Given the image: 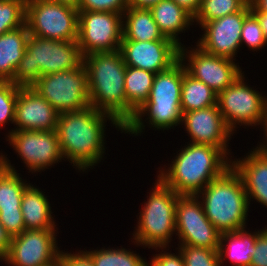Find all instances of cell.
Returning a JSON list of instances; mask_svg holds the SVG:
<instances>
[{
    "instance_id": "6da1fadb",
    "label": "cell",
    "mask_w": 267,
    "mask_h": 266,
    "mask_svg": "<svg viewBox=\"0 0 267 266\" xmlns=\"http://www.w3.org/2000/svg\"><path fill=\"white\" fill-rule=\"evenodd\" d=\"M107 120L123 132V126L113 116L92 106L59 113L56 131L63 158L79 171L93 169L106 154L104 135Z\"/></svg>"
},
{
    "instance_id": "7a4b0ae2",
    "label": "cell",
    "mask_w": 267,
    "mask_h": 266,
    "mask_svg": "<svg viewBox=\"0 0 267 266\" xmlns=\"http://www.w3.org/2000/svg\"><path fill=\"white\" fill-rule=\"evenodd\" d=\"M157 176L180 195H197L231 167V159L217 147L188 142Z\"/></svg>"
},
{
    "instance_id": "3957f363",
    "label": "cell",
    "mask_w": 267,
    "mask_h": 266,
    "mask_svg": "<svg viewBox=\"0 0 267 266\" xmlns=\"http://www.w3.org/2000/svg\"><path fill=\"white\" fill-rule=\"evenodd\" d=\"M183 75L184 65L180 60L167 70L158 72L154 77L148 100L136 110L134 116L123 127V132L141 136L146 121L159 131L180 125L183 116L181 112ZM144 116L147 117L145 121H143Z\"/></svg>"
},
{
    "instance_id": "277c9868",
    "label": "cell",
    "mask_w": 267,
    "mask_h": 266,
    "mask_svg": "<svg viewBox=\"0 0 267 266\" xmlns=\"http://www.w3.org/2000/svg\"><path fill=\"white\" fill-rule=\"evenodd\" d=\"M83 65L88 75L90 106L109 113L124 127L127 124L126 64L121 51L86 55Z\"/></svg>"
},
{
    "instance_id": "5b68a950",
    "label": "cell",
    "mask_w": 267,
    "mask_h": 266,
    "mask_svg": "<svg viewBox=\"0 0 267 266\" xmlns=\"http://www.w3.org/2000/svg\"><path fill=\"white\" fill-rule=\"evenodd\" d=\"M205 215L222 234L246 228L249 202L241 177L231 166L197 194Z\"/></svg>"
},
{
    "instance_id": "8992f818",
    "label": "cell",
    "mask_w": 267,
    "mask_h": 266,
    "mask_svg": "<svg viewBox=\"0 0 267 266\" xmlns=\"http://www.w3.org/2000/svg\"><path fill=\"white\" fill-rule=\"evenodd\" d=\"M83 63L77 40L59 41L30 35L12 84L31 87L41 76L78 68Z\"/></svg>"
},
{
    "instance_id": "52a82bcc",
    "label": "cell",
    "mask_w": 267,
    "mask_h": 266,
    "mask_svg": "<svg viewBox=\"0 0 267 266\" xmlns=\"http://www.w3.org/2000/svg\"><path fill=\"white\" fill-rule=\"evenodd\" d=\"M139 212L138 225L132 240L148 248L169 247L176 234V205L180 194L166 186L158 177Z\"/></svg>"
},
{
    "instance_id": "ba28073f",
    "label": "cell",
    "mask_w": 267,
    "mask_h": 266,
    "mask_svg": "<svg viewBox=\"0 0 267 266\" xmlns=\"http://www.w3.org/2000/svg\"><path fill=\"white\" fill-rule=\"evenodd\" d=\"M31 87L59 113L90 106L88 75L83 63L76 69L43 75Z\"/></svg>"
},
{
    "instance_id": "9c48e42d",
    "label": "cell",
    "mask_w": 267,
    "mask_h": 266,
    "mask_svg": "<svg viewBox=\"0 0 267 266\" xmlns=\"http://www.w3.org/2000/svg\"><path fill=\"white\" fill-rule=\"evenodd\" d=\"M244 72L217 95V105L227 127L234 133L237 125L263 126L267 114V96H262L245 81Z\"/></svg>"
},
{
    "instance_id": "30bf717a",
    "label": "cell",
    "mask_w": 267,
    "mask_h": 266,
    "mask_svg": "<svg viewBox=\"0 0 267 266\" xmlns=\"http://www.w3.org/2000/svg\"><path fill=\"white\" fill-rule=\"evenodd\" d=\"M78 12L53 0H26L25 23L30 35L74 41L78 38Z\"/></svg>"
},
{
    "instance_id": "8fae6325",
    "label": "cell",
    "mask_w": 267,
    "mask_h": 266,
    "mask_svg": "<svg viewBox=\"0 0 267 266\" xmlns=\"http://www.w3.org/2000/svg\"><path fill=\"white\" fill-rule=\"evenodd\" d=\"M122 25L121 13L79 10L77 43L82 56L120 50Z\"/></svg>"
},
{
    "instance_id": "7c38bea8",
    "label": "cell",
    "mask_w": 267,
    "mask_h": 266,
    "mask_svg": "<svg viewBox=\"0 0 267 266\" xmlns=\"http://www.w3.org/2000/svg\"><path fill=\"white\" fill-rule=\"evenodd\" d=\"M176 235L179 244L219 249L221 233L208 220L197 195H180L176 205Z\"/></svg>"
},
{
    "instance_id": "4fadbf2b",
    "label": "cell",
    "mask_w": 267,
    "mask_h": 266,
    "mask_svg": "<svg viewBox=\"0 0 267 266\" xmlns=\"http://www.w3.org/2000/svg\"><path fill=\"white\" fill-rule=\"evenodd\" d=\"M188 48L191 50L182 45L179 49V60L182 61L186 72L204 82L217 95L243 73L240 66L231 59L209 54L197 45Z\"/></svg>"
},
{
    "instance_id": "5bb4252c",
    "label": "cell",
    "mask_w": 267,
    "mask_h": 266,
    "mask_svg": "<svg viewBox=\"0 0 267 266\" xmlns=\"http://www.w3.org/2000/svg\"><path fill=\"white\" fill-rule=\"evenodd\" d=\"M6 137L29 172H41L63 158L57 131L13 130Z\"/></svg>"
},
{
    "instance_id": "9a60e30c",
    "label": "cell",
    "mask_w": 267,
    "mask_h": 266,
    "mask_svg": "<svg viewBox=\"0 0 267 266\" xmlns=\"http://www.w3.org/2000/svg\"><path fill=\"white\" fill-rule=\"evenodd\" d=\"M56 229L24 230L12 237L9 252L1 259L8 266H44L58 258Z\"/></svg>"
},
{
    "instance_id": "2e32d148",
    "label": "cell",
    "mask_w": 267,
    "mask_h": 266,
    "mask_svg": "<svg viewBox=\"0 0 267 266\" xmlns=\"http://www.w3.org/2000/svg\"><path fill=\"white\" fill-rule=\"evenodd\" d=\"M250 12L248 3L234 14L199 24L204 34L196 45L209 54L236 60L234 57L241 47L243 22Z\"/></svg>"
},
{
    "instance_id": "e0dca14e",
    "label": "cell",
    "mask_w": 267,
    "mask_h": 266,
    "mask_svg": "<svg viewBox=\"0 0 267 266\" xmlns=\"http://www.w3.org/2000/svg\"><path fill=\"white\" fill-rule=\"evenodd\" d=\"M179 49L173 40H122L120 46L126 66L155 74L167 70L179 60Z\"/></svg>"
},
{
    "instance_id": "ac0fdd59",
    "label": "cell",
    "mask_w": 267,
    "mask_h": 266,
    "mask_svg": "<svg viewBox=\"0 0 267 266\" xmlns=\"http://www.w3.org/2000/svg\"><path fill=\"white\" fill-rule=\"evenodd\" d=\"M181 125L190 136V142L217 147L228 157L231 155L228 141L234 133L225 124L217 104L183 113Z\"/></svg>"
},
{
    "instance_id": "d6986e66",
    "label": "cell",
    "mask_w": 267,
    "mask_h": 266,
    "mask_svg": "<svg viewBox=\"0 0 267 266\" xmlns=\"http://www.w3.org/2000/svg\"><path fill=\"white\" fill-rule=\"evenodd\" d=\"M59 112L34 88L19 87L15 104L13 130L54 131Z\"/></svg>"
},
{
    "instance_id": "ffe728a7",
    "label": "cell",
    "mask_w": 267,
    "mask_h": 266,
    "mask_svg": "<svg viewBox=\"0 0 267 266\" xmlns=\"http://www.w3.org/2000/svg\"><path fill=\"white\" fill-rule=\"evenodd\" d=\"M247 154L231 159V166L242 179L249 205L253 199L267 208V154L257 147Z\"/></svg>"
},
{
    "instance_id": "44dd1931",
    "label": "cell",
    "mask_w": 267,
    "mask_h": 266,
    "mask_svg": "<svg viewBox=\"0 0 267 266\" xmlns=\"http://www.w3.org/2000/svg\"><path fill=\"white\" fill-rule=\"evenodd\" d=\"M149 9L163 36L182 46L178 35L194 25L193 16L173 0H160Z\"/></svg>"
},
{
    "instance_id": "7402d4cb",
    "label": "cell",
    "mask_w": 267,
    "mask_h": 266,
    "mask_svg": "<svg viewBox=\"0 0 267 266\" xmlns=\"http://www.w3.org/2000/svg\"><path fill=\"white\" fill-rule=\"evenodd\" d=\"M48 200L42 190L32 183L26 186L21 202L25 230L58 229Z\"/></svg>"
},
{
    "instance_id": "603a6c76",
    "label": "cell",
    "mask_w": 267,
    "mask_h": 266,
    "mask_svg": "<svg viewBox=\"0 0 267 266\" xmlns=\"http://www.w3.org/2000/svg\"><path fill=\"white\" fill-rule=\"evenodd\" d=\"M245 229L221 234L218 253L222 266L226 259H230L232 266H250L256 237L263 229H258V232Z\"/></svg>"
},
{
    "instance_id": "cb8c5ba5",
    "label": "cell",
    "mask_w": 267,
    "mask_h": 266,
    "mask_svg": "<svg viewBox=\"0 0 267 266\" xmlns=\"http://www.w3.org/2000/svg\"><path fill=\"white\" fill-rule=\"evenodd\" d=\"M29 36L26 23L0 35V80L12 79L26 50Z\"/></svg>"
},
{
    "instance_id": "d4e9b609",
    "label": "cell",
    "mask_w": 267,
    "mask_h": 266,
    "mask_svg": "<svg viewBox=\"0 0 267 266\" xmlns=\"http://www.w3.org/2000/svg\"><path fill=\"white\" fill-rule=\"evenodd\" d=\"M122 40H171L164 37L149 8L128 7L123 13Z\"/></svg>"
},
{
    "instance_id": "484cf974",
    "label": "cell",
    "mask_w": 267,
    "mask_h": 266,
    "mask_svg": "<svg viewBox=\"0 0 267 266\" xmlns=\"http://www.w3.org/2000/svg\"><path fill=\"white\" fill-rule=\"evenodd\" d=\"M10 160L0 153V211H21L22 195L28 183Z\"/></svg>"
},
{
    "instance_id": "4316f807",
    "label": "cell",
    "mask_w": 267,
    "mask_h": 266,
    "mask_svg": "<svg viewBox=\"0 0 267 266\" xmlns=\"http://www.w3.org/2000/svg\"><path fill=\"white\" fill-rule=\"evenodd\" d=\"M155 75L148 70L126 66L127 122L134 116L136 110L148 100Z\"/></svg>"
},
{
    "instance_id": "83f0119b",
    "label": "cell",
    "mask_w": 267,
    "mask_h": 266,
    "mask_svg": "<svg viewBox=\"0 0 267 266\" xmlns=\"http://www.w3.org/2000/svg\"><path fill=\"white\" fill-rule=\"evenodd\" d=\"M217 104V94L204 82L190 76L184 67L181 87V112L199 110Z\"/></svg>"
},
{
    "instance_id": "f1b7e54d",
    "label": "cell",
    "mask_w": 267,
    "mask_h": 266,
    "mask_svg": "<svg viewBox=\"0 0 267 266\" xmlns=\"http://www.w3.org/2000/svg\"><path fill=\"white\" fill-rule=\"evenodd\" d=\"M94 266H149V263L138 253L121 247L103 248L87 251Z\"/></svg>"
},
{
    "instance_id": "f546056e",
    "label": "cell",
    "mask_w": 267,
    "mask_h": 266,
    "mask_svg": "<svg viewBox=\"0 0 267 266\" xmlns=\"http://www.w3.org/2000/svg\"><path fill=\"white\" fill-rule=\"evenodd\" d=\"M248 3L249 0H201L199 10L193 17V22L205 24L234 14L242 10Z\"/></svg>"
},
{
    "instance_id": "4dcf8cb0",
    "label": "cell",
    "mask_w": 267,
    "mask_h": 266,
    "mask_svg": "<svg viewBox=\"0 0 267 266\" xmlns=\"http://www.w3.org/2000/svg\"><path fill=\"white\" fill-rule=\"evenodd\" d=\"M26 0H0V35L25 24Z\"/></svg>"
},
{
    "instance_id": "1f68e13d",
    "label": "cell",
    "mask_w": 267,
    "mask_h": 266,
    "mask_svg": "<svg viewBox=\"0 0 267 266\" xmlns=\"http://www.w3.org/2000/svg\"><path fill=\"white\" fill-rule=\"evenodd\" d=\"M185 266H221L218 249L179 245Z\"/></svg>"
},
{
    "instance_id": "d6a6232c",
    "label": "cell",
    "mask_w": 267,
    "mask_h": 266,
    "mask_svg": "<svg viewBox=\"0 0 267 266\" xmlns=\"http://www.w3.org/2000/svg\"><path fill=\"white\" fill-rule=\"evenodd\" d=\"M18 85L0 80V127L11 122L14 124L15 104L19 90Z\"/></svg>"
},
{
    "instance_id": "836d02e7",
    "label": "cell",
    "mask_w": 267,
    "mask_h": 266,
    "mask_svg": "<svg viewBox=\"0 0 267 266\" xmlns=\"http://www.w3.org/2000/svg\"><path fill=\"white\" fill-rule=\"evenodd\" d=\"M246 44L253 52L267 45L262 28L257 17L250 12L244 22L241 33V45Z\"/></svg>"
},
{
    "instance_id": "e575fe53",
    "label": "cell",
    "mask_w": 267,
    "mask_h": 266,
    "mask_svg": "<svg viewBox=\"0 0 267 266\" xmlns=\"http://www.w3.org/2000/svg\"><path fill=\"white\" fill-rule=\"evenodd\" d=\"M128 8L126 0H80L78 10L109 11L123 14Z\"/></svg>"
},
{
    "instance_id": "d590c367",
    "label": "cell",
    "mask_w": 267,
    "mask_h": 266,
    "mask_svg": "<svg viewBox=\"0 0 267 266\" xmlns=\"http://www.w3.org/2000/svg\"><path fill=\"white\" fill-rule=\"evenodd\" d=\"M0 223L12 237L21 234L25 230L21 211H0Z\"/></svg>"
},
{
    "instance_id": "8d00e7d4",
    "label": "cell",
    "mask_w": 267,
    "mask_h": 266,
    "mask_svg": "<svg viewBox=\"0 0 267 266\" xmlns=\"http://www.w3.org/2000/svg\"><path fill=\"white\" fill-rule=\"evenodd\" d=\"M159 250L163 252H159L158 254H155L153 258H151V262L149 263V266H185L184 259L182 256V253L178 249V252L170 253L164 250H167L168 247H153L151 249ZM159 248V249H158ZM163 249V250H162ZM178 254V255H177Z\"/></svg>"
},
{
    "instance_id": "74e56055",
    "label": "cell",
    "mask_w": 267,
    "mask_h": 266,
    "mask_svg": "<svg viewBox=\"0 0 267 266\" xmlns=\"http://www.w3.org/2000/svg\"><path fill=\"white\" fill-rule=\"evenodd\" d=\"M250 266H267V227L257 235Z\"/></svg>"
},
{
    "instance_id": "f35d334b",
    "label": "cell",
    "mask_w": 267,
    "mask_h": 266,
    "mask_svg": "<svg viewBox=\"0 0 267 266\" xmlns=\"http://www.w3.org/2000/svg\"><path fill=\"white\" fill-rule=\"evenodd\" d=\"M64 250L59 251V259L61 266H94L90 254L86 251L65 253Z\"/></svg>"
},
{
    "instance_id": "ab89813d",
    "label": "cell",
    "mask_w": 267,
    "mask_h": 266,
    "mask_svg": "<svg viewBox=\"0 0 267 266\" xmlns=\"http://www.w3.org/2000/svg\"><path fill=\"white\" fill-rule=\"evenodd\" d=\"M12 236L6 231L0 223V260L9 252Z\"/></svg>"
},
{
    "instance_id": "60d3db41",
    "label": "cell",
    "mask_w": 267,
    "mask_h": 266,
    "mask_svg": "<svg viewBox=\"0 0 267 266\" xmlns=\"http://www.w3.org/2000/svg\"><path fill=\"white\" fill-rule=\"evenodd\" d=\"M180 7L184 8L187 12H189L193 17L199 10L201 0H173Z\"/></svg>"
},
{
    "instance_id": "b9f144b4",
    "label": "cell",
    "mask_w": 267,
    "mask_h": 266,
    "mask_svg": "<svg viewBox=\"0 0 267 266\" xmlns=\"http://www.w3.org/2000/svg\"><path fill=\"white\" fill-rule=\"evenodd\" d=\"M128 7L150 8L157 4L160 0H126Z\"/></svg>"
},
{
    "instance_id": "7bdbcfd3",
    "label": "cell",
    "mask_w": 267,
    "mask_h": 266,
    "mask_svg": "<svg viewBox=\"0 0 267 266\" xmlns=\"http://www.w3.org/2000/svg\"><path fill=\"white\" fill-rule=\"evenodd\" d=\"M251 12L267 13V0H249Z\"/></svg>"
},
{
    "instance_id": "ee69618b",
    "label": "cell",
    "mask_w": 267,
    "mask_h": 266,
    "mask_svg": "<svg viewBox=\"0 0 267 266\" xmlns=\"http://www.w3.org/2000/svg\"><path fill=\"white\" fill-rule=\"evenodd\" d=\"M258 19L260 27L263 30L264 37L267 40V13L264 12H252Z\"/></svg>"
},
{
    "instance_id": "f6af8a7d",
    "label": "cell",
    "mask_w": 267,
    "mask_h": 266,
    "mask_svg": "<svg viewBox=\"0 0 267 266\" xmlns=\"http://www.w3.org/2000/svg\"><path fill=\"white\" fill-rule=\"evenodd\" d=\"M263 131H264L263 135L265 136V138L263 139H265L266 141H263V143L259 144L256 147L260 149L262 152H264L265 154H267V114H266V118L263 123Z\"/></svg>"
},
{
    "instance_id": "bcb514c9",
    "label": "cell",
    "mask_w": 267,
    "mask_h": 266,
    "mask_svg": "<svg viewBox=\"0 0 267 266\" xmlns=\"http://www.w3.org/2000/svg\"><path fill=\"white\" fill-rule=\"evenodd\" d=\"M53 1H55L56 3L65 4L78 9L80 0H53Z\"/></svg>"
},
{
    "instance_id": "7dc6e473",
    "label": "cell",
    "mask_w": 267,
    "mask_h": 266,
    "mask_svg": "<svg viewBox=\"0 0 267 266\" xmlns=\"http://www.w3.org/2000/svg\"><path fill=\"white\" fill-rule=\"evenodd\" d=\"M44 266H61L59 257L55 261H53L47 265H44Z\"/></svg>"
}]
</instances>
